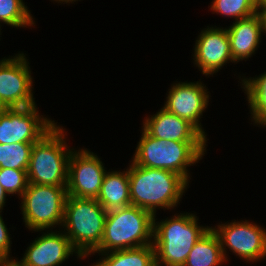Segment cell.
Here are the masks:
<instances>
[{"label": "cell", "mask_w": 266, "mask_h": 266, "mask_svg": "<svg viewBox=\"0 0 266 266\" xmlns=\"http://www.w3.org/2000/svg\"><path fill=\"white\" fill-rule=\"evenodd\" d=\"M131 205L145 209L153 216L157 210H175L189 183L179 174L166 169L136 165L128 167Z\"/></svg>", "instance_id": "obj_1"}, {"label": "cell", "mask_w": 266, "mask_h": 266, "mask_svg": "<svg viewBox=\"0 0 266 266\" xmlns=\"http://www.w3.org/2000/svg\"><path fill=\"white\" fill-rule=\"evenodd\" d=\"M153 218V247L156 266H183L196 242L211 226L200 225L194 213H176L170 218Z\"/></svg>", "instance_id": "obj_2"}, {"label": "cell", "mask_w": 266, "mask_h": 266, "mask_svg": "<svg viewBox=\"0 0 266 266\" xmlns=\"http://www.w3.org/2000/svg\"><path fill=\"white\" fill-rule=\"evenodd\" d=\"M140 131L141 138L131 160L142 167L170 170L190 183L188 168L202 160L208 142L166 141L151 137L143 129Z\"/></svg>", "instance_id": "obj_3"}, {"label": "cell", "mask_w": 266, "mask_h": 266, "mask_svg": "<svg viewBox=\"0 0 266 266\" xmlns=\"http://www.w3.org/2000/svg\"><path fill=\"white\" fill-rule=\"evenodd\" d=\"M106 216L97 199L67 196L61 230L84 260L100 246Z\"/></svg>", "instance_id": "obj_4"}, {"label": "cell", "mask_w": 266, "mask_h": 266, "mask_svg": "<svg viewBox=\"0 0 266 266\" xmlns=\"http://www.w3.org/2000/svg\"><path fill=\"white\" fill-rule=\"evenodd\" d=\"M63 128L56 124L34 143L27 170L28 183L67 187L68 161L73 149L66 142L67 132Z\"/></svg>", "instance_id": "obj_5"}, {"label": "cell", "mask_w": 266, "mask_h": 266, "mask_svg": "<svg viewBox=\"0 0 266 266\" xmlns=\"http://www.w3.org/2000/svg\"><path fill=\"white\" fill-rule=\"evenodd\" d=\"M153 218L133 205L107 211L101 244L91 255L152 245Z\"/></svg>", "instance_id": "obj_6"}, {"label": "cell", "mask_w": 266, "mask_h": 266, "mask_svg": "<svg viewBox=\"0 0 266 266\" xmlns=\"http://www.w3.org/2000/svg\"><path fill=\"white\" fill-rule=\"evenodd\" d=\"M67 187L29 183L21 200L23 223L30 231L61 229Z\"/></svg>", "instance_id": "obj_7"}, {"label": "cell", "mask_w": 266, "mask_h": 266, "mask_svg": "<svg viewBox=\"0 0 266 266\" xmlns=\"http://www.w3.org/2000/svg\"><path fill=\"white\" fill-rule=\"evenodd\" d=\"M211 228L220 240L227 262L230 261L227 254L228 248L245 263L253 264L266 259V228L264 229L263 226L249 220H232L224 224L219 222L217 226H211Z\"/></svg>", "instance_id": "obj_8"}, {"label": "cell", "mask_w": 266, "mask_h": 266, "mask_svg": "<svg viewBox=\"0 0 266 266\" xmlns=\"http://www.w3.org/2000/svg\"><path fill=\"white\" fill-rule=\"evenodd\" d=\"M28 60L23 52L0 59L1 110L36 105Z\"/></svg>", "instance_id": "obj_9"}, {"label": "cell", "mask_w": 266, "mask_h": 266, "mask_svg": "<svg viewBox=\"0 0 266 266\" xmlns=\"http://www.w3.org/2000/svg\"><path fill=\"white\" fill-rule=\"evenodd\" d=\"M57 122L41 115L37 105L0 110V144L36 143Z\"/></svg>", "instance_id": "obj_10"}, {"label": "cell", "mask_w": 266, "mask_h": 266, "mask_svg": "<svg viewBox=\"0 0 266 266\" xmlns=\"http://www.w3.org/2000/svg\"><path fill=\"white\" fill-rule=\"evenodd\" d=\"M105 168L96 153L87 148H73L68 161V196L97 199L107 171Z\"/></svg>", "instance_id": "obj_11"}, {"label": "cell", "mask_w": 266, "mask_h": 266, "mask_svg": "<svg viewBox=\"0 0 266 266\" xmlns=\"http://www.w3.org/2000/svg\"><path fill=\"white\" fill-rule=\"evenodd\" d=\"M204 85L200 80L197 82L176 81L168 89L166 101L162 107L168 112L188 120L207 138L200 121H202L201 118L206 111L211 95L209 89Z\"/></svg>", "instance_id": "obj_12"}, {"label": "cell", "mask_w": 266, "mask_h": 266, "mask_svg": "<svg viewBox=\"0 0 266 266\" xmlns=\"http://www.w3.org/2000/svg\"><path fill=\"white\" fill-rule=\"evenodd\" d=\"M58 230L34 231L41 232L42 235L34 238L25 249L23 257L20 260L15 258L13 263L16 266H60L73 255L84 260L73 248L63 230Z\"/></svg>", "instance_id": "obj_13"}, {"label": "cell", "mask_w": 266, "mask_h": 266, "mask_svg": "<svg viewBox=\"0 0 266 266\" xmlns=\"http://www.w3.org/2000/svg\"><path fill=\"white\" fill-rule=\"evenodd\" d=\"M193 49V63L207 77L216 75L227 63L235 64L226 27L215 25L202 29Z\"/></svg>", "instance_id": "obj_14"}, {"label": "cell", "mask_w": 266, "mask_h": 266, "mask_svg": "<svg viewBox=\"0 0 266 266\" xmlns=\"http://www.w3.org/2000/svg\"><path fill=\"white\" fill-rule=\"evenodd\" d=\"M142 122L141 129L157 139L178 142H208L209 140L188 120L168 112L163 107L155 114L145 117Z\"/></svg>", "instance_id": "obj_15"}, {"label": "cell", "mask_w": 266, "mask_h": 266, "mask_svg": "<svg viewBox=\"0 0 266 266\" xmlns=\"http://www.w3.org/2000/svg\"><path fill=\"white\" fill-rule=\"evenodd\" d=\"M226 29L230 41L231 55L235 63L245 59L247 61L260 47L264 34L258 13L234 21Z\"/></svg>", "instance_id": "obj_16"}, {"label": "cell", "mask_w": 266, "mask_h": 266, "mask_svg": "<svg viewBox=\"0 0 266 266\" xmlns=\"http://www.w3.org/2000/svg\"><path fill=\"white\" fill-rule=\"evenodd\" d=\"M97 201L106 211L131 205L128 168L106 171Z\"/></svg>", "instance_id": "obj_17"}, {"label": "cell", "mask_w": 266, "mask_h": 266, "mask_svg": "<svg viewBox=\"0 0 266 266\" xmlns=\"http://www.w3.org/2000/svg\"><path fill=\"white\" fill-rule=\"evenodd\" d=\"M225 262L220 240L210 227L193 246L183 266H221Z\"/></svg>", "instance_id": "obj_18"}, {"label": "cell", "mask_w": 266, "mask_h": 266, "mask_svg": "<svg viewBox=\"0 0 266 266\" xmlns=\"http://www.w3.org/2000/svg\"><path fill=\"white\" fill-rule=\"evenodd\" d=\"M241 88L246 94L250 120L255 126L266 127V71L255 77L239 76Z\"/></svg>", "instance_id": "obj_19"}, {"label": "cell", "mask_w": 266, "mask_h": 266, "mask_svg": "<svg viewBox=\"0 0 266 266\" xmlns=\"http://www.w3.org/2000/svg\"><path fill=\"white\" fill-rule=\"evenodd\" d=\"M98 254L102 258L90 266H156L153 244Z\"/></svg>", "instance_id": "obj_20"}, {"label": "cell", "mask_w": 266, "mask_h": 266, "mask_svg": "<svg viewBox=\"0 0 266 266\" xmlns=\"http://www.w3.org/2000/svg\"><path fill=\"white\" fill-rule=\"evenodd\" d=\"M34 19L23 0H0V28L1 23L17 29L32 28Z\"/></svg>", "instance_id": "obj_21"}, {"label": "cell", "mask_w": 266, "mask_h": 266, "mask_svg": "<svg viewBox=\"0 0 266 266\" xmlns=\"http://www.w3.org/2000/svg\"><path fill=\"white\" fill-rule=\"evenodd\" d=\"M34 143L0 144V168L28 170Z\"/></svg>", "instance_id": "obj_22"}, {"label": "cell", "mask_w": 266, "mask_h": 266, "mask_svg": "<svg viewBox=\"0 0 266 266\" xmlns=\"http://www.w3.org/2000/svg\"><path fill=\"white\" fill-rule=\"evenodd\" d=\"M209 7L212 14L234 18L237 21L257 13L258 0H212Z\"/></svg>", "instance_id": "obj_23"}, {"label": "cell", "mask_w": 266, "mask_h": 266, "mask_svg": "<svg viewBox=\"0 0 266 266\" xmlns=\"http://www.w3.org/2000/svg\"><path fill=\"white\" fill-rule=\"evenodd\" d=\"M0 184L9 196L20 199L29 184L27 170L0 168Z\"/></svg>", "instance_id": "obj_24"}, {"label": "cell", "mask_w": 266, "mask_h": 266, "mask_svg": "<svg viewBox=\"0 0 266 266\" xmlns=\"http://www.w3.org/2000/svg\"><path fill=\"white\" fill-rule=\"evenodd\" d=\"M2 212L0 211V263L4 262H13L14 257H11V244L12 241L10 239V233L8 232L7 225L5 224L2 216Z\"/></svg>", "instance_id": "obj_25"}, {"label": "cell", "mask_w": 266, "mask_h": 266, "mask_svg": "<svg viewBox=\"0 0 266 266\" xmlns=\"http://www.w3.org/2000/svg\"><path fill=\"white\" fill-rule=\"evenodd\" d=\"M257 13L260 15V19L262 22V29L265 35L266 34V8H258Z\"/></svg>", "instance_id": "obj_26"}, {"label": "cell", "mask_w": 266, "mask_h": 266, "mask_svg": "<svg viewBox=\"0 0 266 266\" xmlns=\"http://www.w3.org/2000/svg\"><path fill=\"white\" fill-rule=\"evenodd\" d=\"M9 196L7 192L3 189L2 185L0 184V211L3 210L5 207L6 203V198Z\"/></svg>", "instance_id": "obj_27"}, {"label": "cell", "mask_w": 266, "mask_h": 266, "mask_svg": "<svg viewBox=\"0 0 266 266\" xmlns=\"http://www.w3.org/2000/svg\"><path fill=\"white\" fill-rule=\"evenodd\" d=\"M51 1H53V2L55 1V2H57L58 4H59V3H61V4H62V3L65 4V3H66V4L69 5L70 3L74 4V2H76V1L78 2V1H80V0H51Z\"/></svg>", "instance_id": "obj_28"}, {"label": "cell", "mask_w": 266, "mask_h": 266, "mask_svg": "<svg viewBox=\"0 0 266 266\" xmlns=\"http://www.w3.org/2000/svg\"><path fill=\"white\" fill-rule=\"evenodd\" d=\"M258 8H266V0H258Z\"/></svg>", "instance_id": "obj_29"}, {"label": "cell", "mask_w": 266, "mask_h": 266, "mask_svg": "<svg viewBox=\"0 0 266 266\" xmlns=\"http://www.w3.org/2000/svg\"><path fill=\"white\" fill-rule=\"evenodd\" d=\"M0 266H16L13 262L0 263Z\"/></svg>", "instance_id": "obj_30"}]
</instances>
